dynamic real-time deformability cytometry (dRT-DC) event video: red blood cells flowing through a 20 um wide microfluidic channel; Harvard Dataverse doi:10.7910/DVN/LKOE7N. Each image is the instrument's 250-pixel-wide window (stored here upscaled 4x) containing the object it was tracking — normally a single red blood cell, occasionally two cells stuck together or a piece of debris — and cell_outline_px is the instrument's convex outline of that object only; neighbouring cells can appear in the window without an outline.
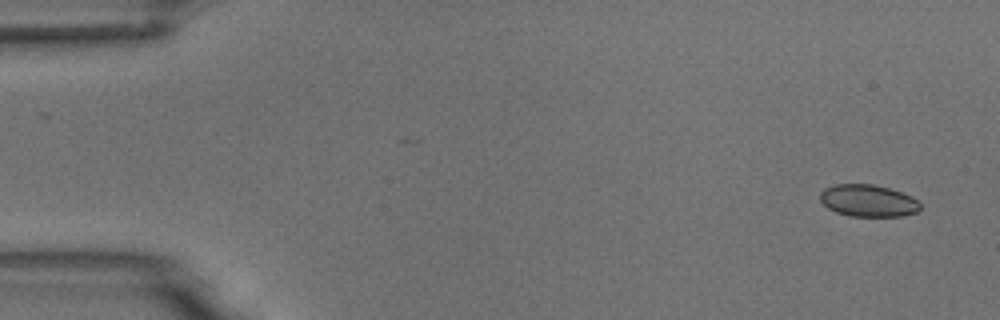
{"species": "common noctule bat (a hibernating species)", "species_latin": "Nyctalus noctula", "temperature_condition": "room temperature", "stored_images_in_passage": 7, "camera_frame_rate_fps": 3000, "um_per_image_px": 0.085, "animal": {"sex": "male", "body_mass_g": 18.8}, "frame": {"image": 1, "passage_image": 1, "time_ms": 0.0, "image_size_px": [1000, 320], "cell_outline_px": [[920, 208], [916, 212], [904, 216], [848, 216], [836, 212], [828, 208], [820, 200], [820, 192], [824, 188], [836, 184], [872, 184], [888, 188], [912, 196], [920, 204]], "centroid_in_image_um": [73.77, 17.06], "position_along_channel_um": 11.2, "area_um2": 18.67}}